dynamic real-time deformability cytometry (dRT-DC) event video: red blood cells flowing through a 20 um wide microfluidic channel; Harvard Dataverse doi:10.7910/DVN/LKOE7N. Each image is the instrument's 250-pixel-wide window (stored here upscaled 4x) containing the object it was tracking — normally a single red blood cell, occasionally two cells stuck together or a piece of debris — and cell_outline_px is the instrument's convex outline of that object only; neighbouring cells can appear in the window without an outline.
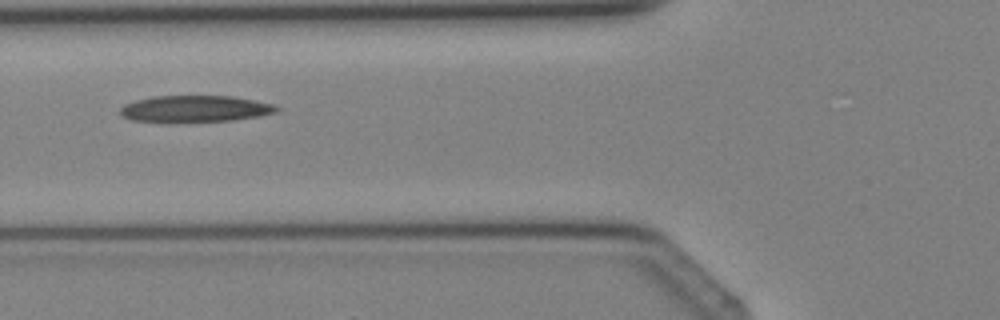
{"species": "Egyptian fruit bat (a non-hibernating species)", "species_latin": "Rousettus aegyptiacus", "temperature_condition": "cold", "stored_images_in_passage": 4, "camera_frame_rate_fps": 3000, "um_per_image_px": 0.085, "animal": {"sex": "female"}, "frame": {"image": 1, "passage_image": 4, "time_ms": 3.667, "image_size_px": [1000, 320], "cell_outline_px": [[280, 108], [276, 112], [260, 116], [232, 120], [172, 124], [168, 124], [132, 120], [120, 116], [120, 108], [124, 104], [136, 100], [152, 96], [232, 96], [272, 104]], "centroid_in_image_um": [16.49, 9.28], "position_along_channel_um": 109.3, "area_um2": 24.91}}